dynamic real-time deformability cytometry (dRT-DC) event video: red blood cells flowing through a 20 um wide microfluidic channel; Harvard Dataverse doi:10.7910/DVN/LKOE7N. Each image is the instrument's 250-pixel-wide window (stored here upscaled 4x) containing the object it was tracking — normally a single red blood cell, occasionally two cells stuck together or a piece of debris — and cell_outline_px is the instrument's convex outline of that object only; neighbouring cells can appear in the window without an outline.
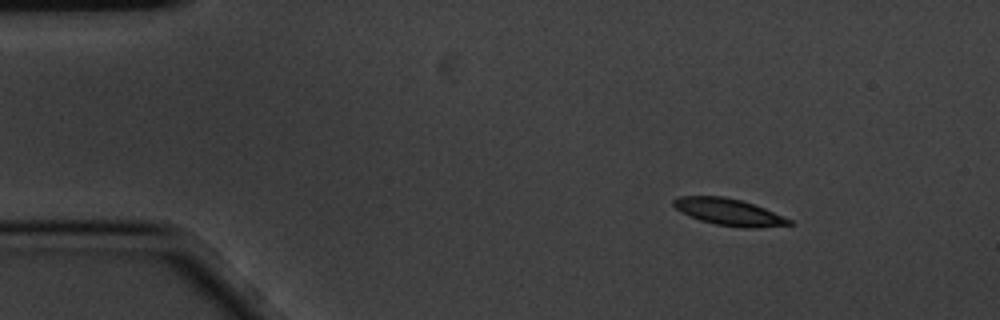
{"species": "common noctule bat (a hibernating species)", "species_latin": "Nyctalus noctula", "temperature_condition": "cold", "stored_images_in_passage": 9, "camera_frame_rate_fps": 3000, "um_per_image_px": 0.085, "animal": {"sex": "male", "body_mass_g": 20.1, "forearm_length_mm": 53.5}, "frame": {"image": 1, "passage_image": 1, "time_ms": 0.0, "image_size_px": [1000, 320], "cell_outline_px": [[792, 224], [756, 228], [744, 228], [716, 224], [700, 220], [688, 216], [680, 212], [672, 204], [672, 200], [680, 196], [724, 196], [740, 200], [764, 208], [792, 220]], "centroid_in_image_um": [61.91, 18.02], "position_along_channel_um": 23.1, "area_um2": 17.92}}
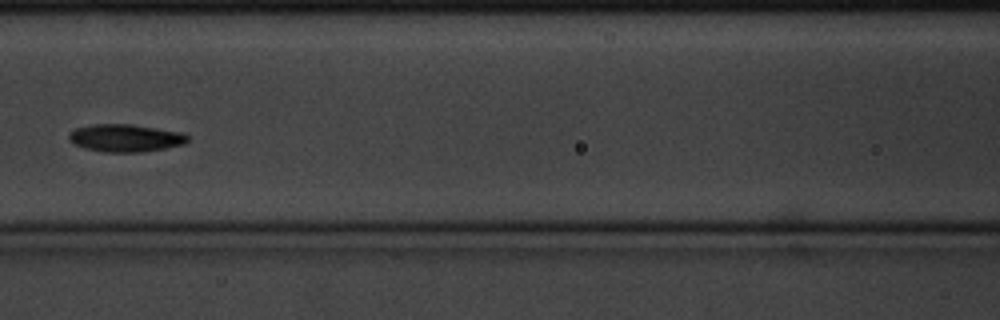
{"frame": {"image": 2, "passage_image": 6, "time_ms": 1.667, "image_size_px": [1000, 320], "cell_outline_px": [[188, 140], [184, 144], [164, 148], [140, 152], [104, 152], [84, 148], [72, 144], [68, 140], [68, 136], [76, 128], [92, 124], [132, 124], [180, 132], [188, 136]], "centroid_in_image_um": [10.62, 11.73], "position_along_channel_um": 156.0, "area_um2": 19.02}}
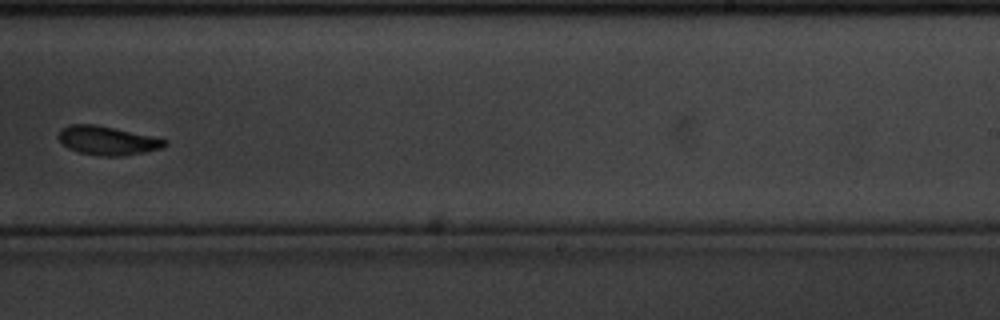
{"frame": {"image": 3, "passage_image": 9, "time_ms": 2.667, "image_size_px": [1000, 320], "cell_outline_px": [[168, 144], [160, 148], [144, 152], [116, 156], [104, 156], [80, 152], [68, 148], [56, 136], [60, 128], [72, 124], [92, 124], [112, 128], [168, 140]], "centroid_in_image_um": [9.08, 11.94], "position_along_channel_um": 279.9, "area_um2": 17.4}}